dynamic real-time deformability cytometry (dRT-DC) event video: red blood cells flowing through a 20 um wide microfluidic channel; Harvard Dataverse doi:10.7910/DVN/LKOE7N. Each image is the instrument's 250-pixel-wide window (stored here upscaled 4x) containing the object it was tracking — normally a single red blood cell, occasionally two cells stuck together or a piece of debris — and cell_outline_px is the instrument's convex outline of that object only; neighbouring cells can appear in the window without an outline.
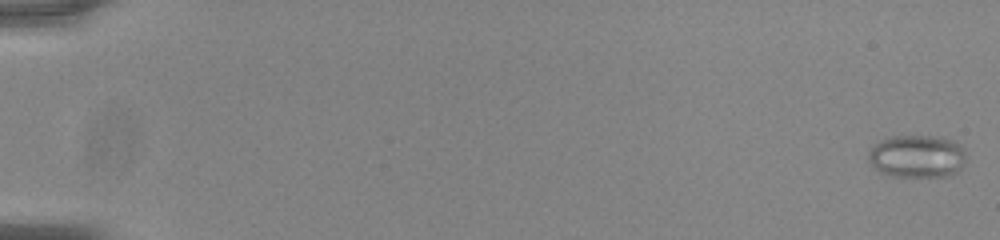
{"species": "common noctule bat (a hibernating species)", "species_latin": "Nyctalus noctula", "temperature_condition": "room temperature", "stored_images_in_passage": 56, "camera_frame_rate_fps": 3000, "um_per_image_px": 0.085, "animal": {"sex": "male", "body_mass_g": 20.0, "forearm_length_mm": 53.3}, "frame": {"image": 1, "passage_image": 1, "time_ms": 0.0, "image_size_px": [1000, 240], "cell_outline_px": [[964, 164], [952, 176], [888, 176], [880, 172], [868, 160], [868, 152], [880, 140], [888, 136], [944, 136], [960, 144], [964, 148]], "centroid_in_image_um": [77.96, 13.27], "position_along_channel_um": 7.0, "area_um2": 24.51}}
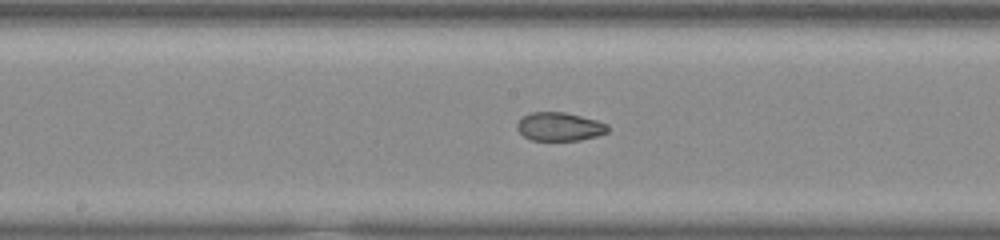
{"frame": {"image": 2, "passage_image": 31, "time_ms": 10.0, "image_size_px": [1000, 240], "cell_outline_px": [[608, 132], [596, 136], [580, 140], [532, 140], [524, 136], [516, 128], [516, 124], [524, 116], [532, 112], [564, 112], [596, 120], [608, 124]], "centroid_in_image_um": [47.56, 10.76], "position_along_channel_um": 200.6, "area_um2": 14.91}}
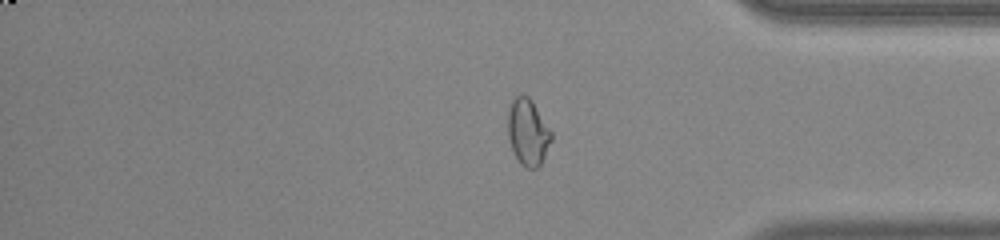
{"frame": {"image": 3, "passage_image": 47, "time_ms": 15.333, "image_size_px": [1000, 240], "cell_outline_px": [[552, 140], [540, 164], [536, 168], [528, 168], [520, 164], [512, 148], [508, 136], [508, 108], [512, 100], [516, 96], [528, 96], [532, 100], [552, 132]], "centroid_in_image_um": [44.87, 11.22], "position_along_channel_um": 390.3, "area_um2": 16.65}, "authors_computed_cell_mechanics": {"area_um2": 18.5249, "velocity_mm_per_s": 3.7988, "shape_relaxation_time_tau1_ms": null, "shape_relaxation_time_tau2_ms": 1.3341, "deformation_change_tau1": null, "deformation_change_tau2": 0.0633}}